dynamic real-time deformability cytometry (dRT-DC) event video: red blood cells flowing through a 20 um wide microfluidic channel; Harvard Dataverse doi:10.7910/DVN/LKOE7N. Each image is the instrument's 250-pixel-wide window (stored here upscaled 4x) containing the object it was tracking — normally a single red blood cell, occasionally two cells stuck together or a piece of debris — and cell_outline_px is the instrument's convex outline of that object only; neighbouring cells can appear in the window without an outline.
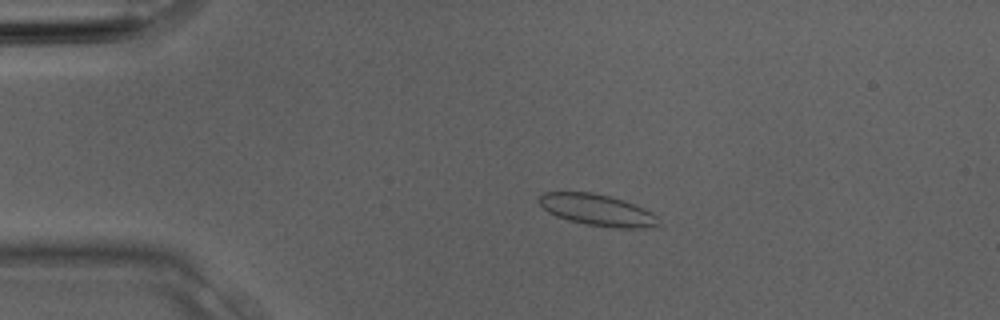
{"species": "Egyptian fruit bat (a non-hibernating species)", "species_latin": "Rousettus aegyptiacus", "temperature_condition": "room temperature", "stored_images_in_passage": 4, "camera_frame_rate_fps": 3000, "um_per_image_px": 0.085, "animal": {"sex": "male"}, "frame": {"image": 1, "passage_image": 3, "time_ms": 0.667, "image_size_px": [1000, 320], "cell_outline_px": [[660, 224], [656, 228], [616, 228], [588, 224], [568, 220], [556, 216], [548, 212], [536, 200], [544, 192], [592, 192], [624, 200], [644, 208], [652, 212], [656, 216]], "centroid_in_image_um": [50.79, 17.86], "position_along_channel_um": 34.2, "area_um2": 21.96}}